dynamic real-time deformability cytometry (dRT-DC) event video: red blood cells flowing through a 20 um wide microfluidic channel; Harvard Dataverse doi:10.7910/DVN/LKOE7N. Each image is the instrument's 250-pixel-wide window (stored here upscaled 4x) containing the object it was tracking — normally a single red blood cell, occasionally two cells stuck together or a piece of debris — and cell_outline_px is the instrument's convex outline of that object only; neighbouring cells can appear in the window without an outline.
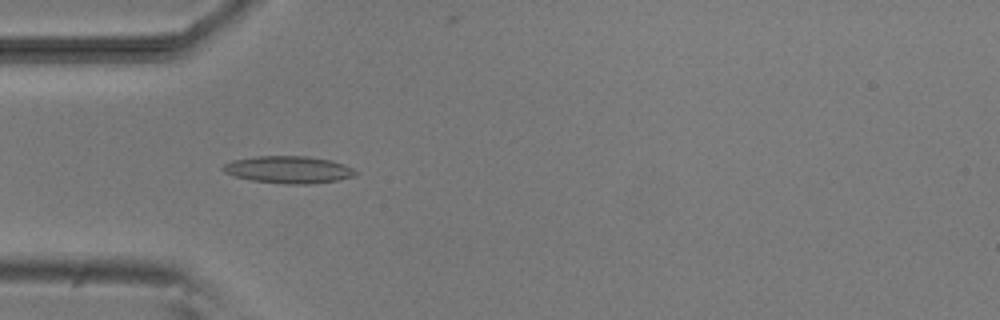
{"species": "common noctule bat (a hibernating species)", "species_latin": "Nyctalus noctula", "temperature_condition": "room temperature", "stored_images_in_passage": 5, "camera_frame_rate_fps": 3000, "um_per_image_px": 0.085, "animal": {"sex": "male", "body_mass_g": 20.5, "forearm_length_mm": 52.5}, "frame": {"image": 1, "passage_image": 4, "time_ms": 4.333, "image_size_px": [1000, 320], "cell_outline_px": [[360, 172], [356, 176], [336, 180], [308, 184], [288, 184], [252, 180], [236, 176], [224, 172], [220, 168], [224, 164], [232, 160], [256, 156], [308, 156], [332, 160], [344, 164]], "centroid_in_image_um": [24.55, 14.41], "position_along_channel_um": 60.4, "area_um2": 21.04}}
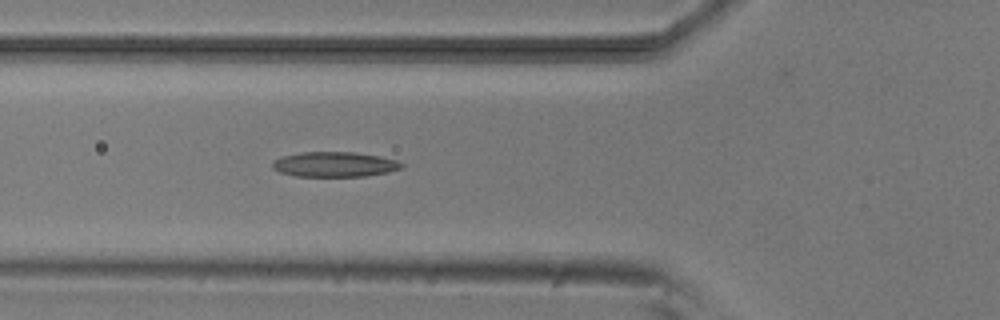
{"frame": {"image": 2, "passage_image": 5, "time_ms": 5.333, "image_size_px": [1000, 320], "cell_outline_px": [[404, 168], [388, 172], [364, 176], [296, 176], [280, 172], [272, 168], [272, 160], [280, 156], [304, 152], [352, 152], [380, 156], [396, 160], [404, 164]], "centroid_in_image_um": [28.43, 13.97], "position_along_channel_um": 97.4, "area_um2": 18.9}}